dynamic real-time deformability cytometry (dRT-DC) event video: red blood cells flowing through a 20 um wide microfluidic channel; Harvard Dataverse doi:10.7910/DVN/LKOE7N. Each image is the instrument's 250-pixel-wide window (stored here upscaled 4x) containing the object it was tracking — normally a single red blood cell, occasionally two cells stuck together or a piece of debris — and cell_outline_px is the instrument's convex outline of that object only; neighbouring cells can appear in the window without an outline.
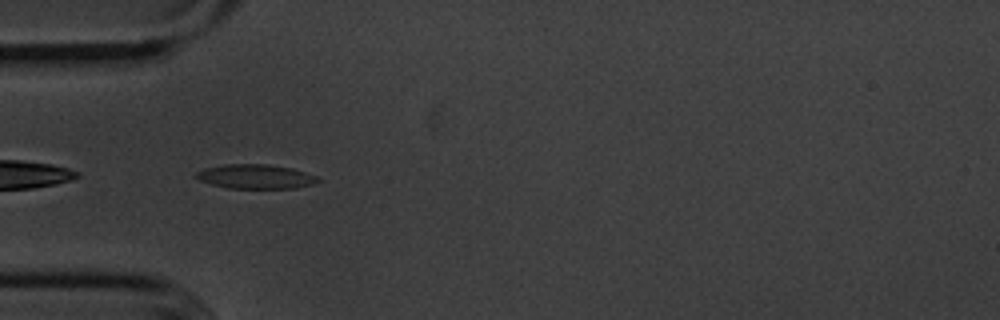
{"species": "common noctule bat (a hibernating species)", "species_latin": "Nyctalus noctula", "temperature_condition": "cold", "stored_images_in_passage": 39, "camera_frame_rate_fps": 3000, "um_per_image_px": 0.085, "animal": {"sex": "male", "body_mass_g": 20.1, "forearm_length_mm": 53.5}, "frame": {"image": 1, "passage_image": 2, "time_ms": 0.333, "image_size_px": [1000, 320], "cell_outline_px": [[320, 180], [312, 184], [296, 188], [228, 188], [212, 184], [200, 180], [192, 176], [196, 172], [204, 168], [224, 164], [268, 164], [292, 168], [316, 176]], "centroid_in_image_um": [21.68, 15.0], "position_along_channel_um": 63.3, "area_um2": 17.22}}
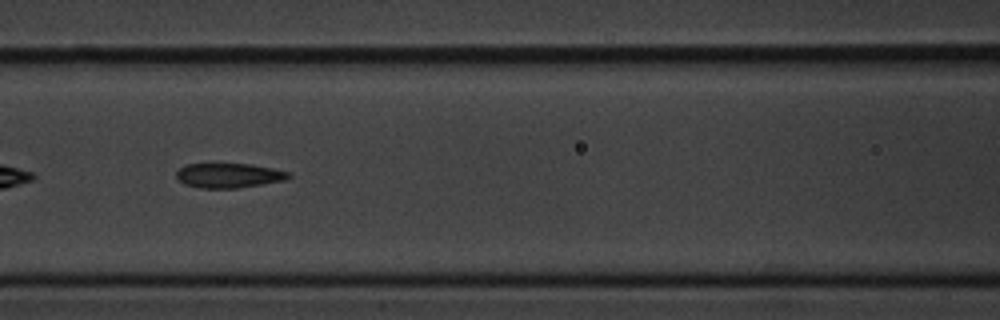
{"frame": {"image": 2, "passage_image": 9, "time_ms": 2.667, "image_size_px": [1000, 320], "cell_outline_px": [[292, 176], [284, 180], [236, 188], [200, 188], [184, 184], [176, 176], [176, 172], [180, 168], [188, 164], [252, 164], [292, 172]], "centroid_in_image_um": [19.47, 14.91], "position_along_channel_um": 147.1, "area_um2": 16.01}}
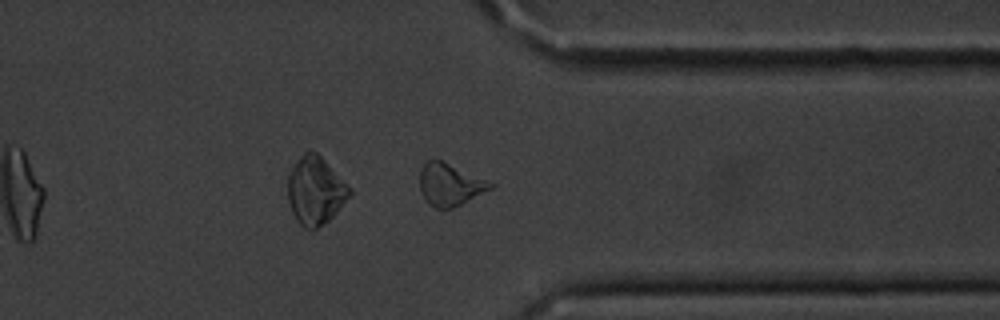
{"frame": {"image": 3, "passage_image": 28, "time_ms": 9.0, "image_size_px": [1000, 320], "cell_outline_px": [[496, 184], [492, 188], [452, 208], [436, 208], [424, 200], [420, 192], [420, 168], [428, 160], [440, 160]], "centroid_in_image_um": [38.21, 15.69], "position_along_channel_um": 373.2, "area_um2": 17.05}, "authors_computed_cell_mechanics": {"area_um2": 16.473, "velocity_mm_per_s": 3.6229, "shape_relaxation_time_tau1_ms": 3.0405, "shape_relaxation_time_tau2_ms": 3.559, "deformation_change_tau1": 0.147, "deformation_change_tau2": 0.1334}}